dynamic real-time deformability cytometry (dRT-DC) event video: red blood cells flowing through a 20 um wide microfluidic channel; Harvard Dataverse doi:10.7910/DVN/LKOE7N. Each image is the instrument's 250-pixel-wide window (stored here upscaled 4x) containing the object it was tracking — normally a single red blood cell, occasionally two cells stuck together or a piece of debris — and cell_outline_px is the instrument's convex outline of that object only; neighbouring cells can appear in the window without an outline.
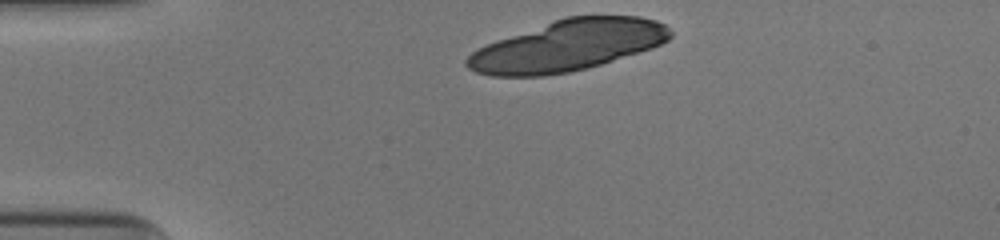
{"species": "human", "species_latin": "Homo sapiens", "temperature_condition": "cold", "stored_images_in_passage": 13, "camera_frame_rate_fps": 3000, "um_per_image_px": 0.085, "donor": {"sex": "male"}, "frame": {"image": 1, "passage_image": 1, "time_ms": 0.0, "image_size_px": [1000, 240], "cell_outline_px": [[672, 36], [668, 40], [652, 48], [588, 68], [568, 72], [544, 76], [492, 76], [476, 72], [468, 68], [464, 64], [464, 60], [476, 48], [496, 40], [564, 16], [640, 16], [656, 20], [664, 24], [672, 32]], "centroid_in_image_um": [48.24, 3.88], "position_along_channel_um": 36.8, "area_um2": 60.46}}